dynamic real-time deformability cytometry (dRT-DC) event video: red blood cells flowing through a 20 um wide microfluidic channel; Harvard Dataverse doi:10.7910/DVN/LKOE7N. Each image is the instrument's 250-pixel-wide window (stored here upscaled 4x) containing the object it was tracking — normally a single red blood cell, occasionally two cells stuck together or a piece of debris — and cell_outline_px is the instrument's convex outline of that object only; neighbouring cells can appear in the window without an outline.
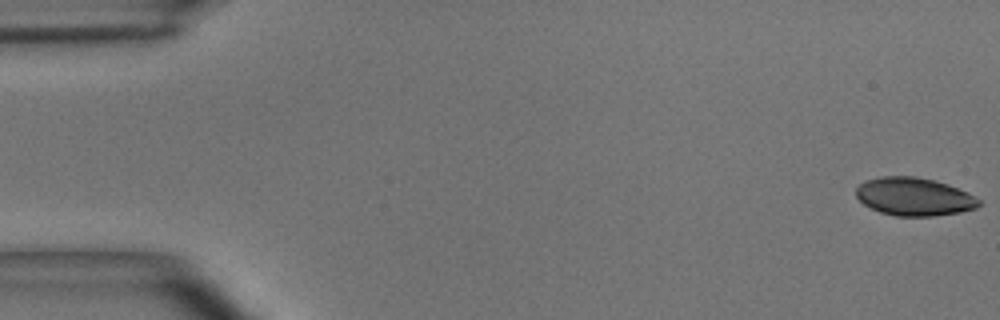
{"species": "common noctule bat (a hibernating species)", "species_latin": "Nyctalus noctula", "temperature_condition": "room temperature", "stored_images_in_passage": 51, "camera_frame_rate_fps": 3000, "um_per_image_px": 0.085, "animal": {"sex": "male", "body_mass_g": 15.6}, "frame": {"image": 1, "passage_image": 1, "time_ms": 0.0, "image_size_px": [1000, 320], "cell_outline_px": [[980, 204], [976, 208], [960, 212], [932, 216], [896, 216], [880, 212], [864, 204], [856, 196], [856, 188], [864, 180], [880, 176], [916, 176], [948, 184], [968, 192], [980, 200]], "centroid_in_image_um": [77.69, 16.71], "position_along_channel_um": 7.3, "area_um2": 27.28}}
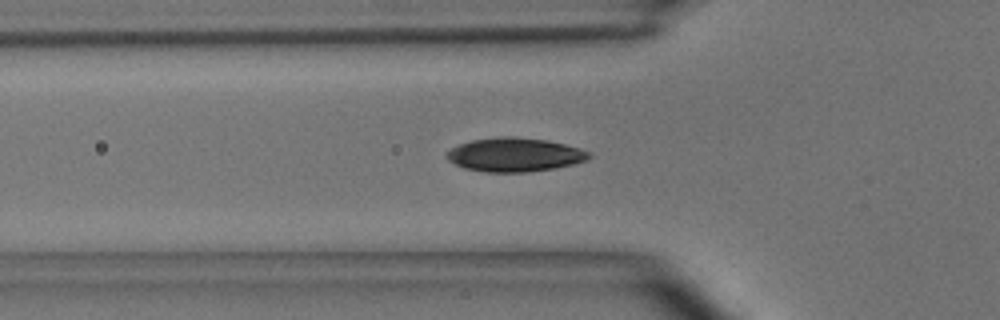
{"frame": {"image": 2, "passage_image": 17, "time_ms": 5.333, "image_size_px": [1000, 320], "cell_outline_px": [[592, 156], [588, 160], [556, 168], [528, 172], [484, 172], [464, 168], [448, 160], [444, 156], [444, 152], [460, 144], [472, 140], [500, 136], [512, 136], [548, 140], [580, 148], [592, 152]], "centroid_in_image_um": [43.76, 13.15], "position_along_channel_um": 82.0, "area_um2": 28.32}}
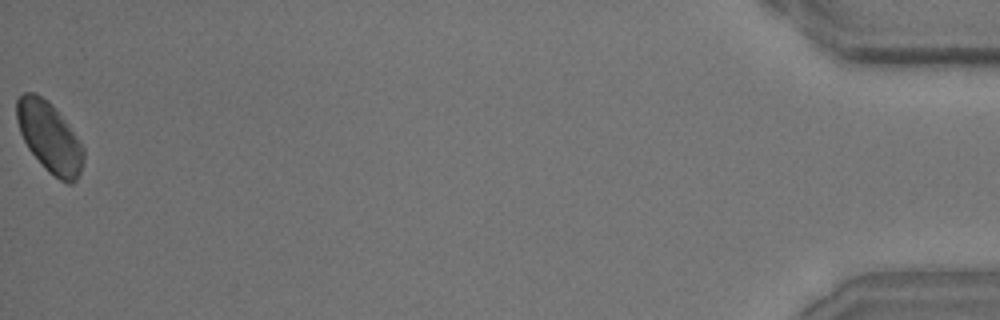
{"frame": {"image": 3, "passage_image": 51, "time_ms": 16.667, "image_size_px": [1000, 320], "cell_outline_px": [[84, 160], [80, 172], [76, 180], [72, 184], [68, 184], [60, 180], [48, 172], [44, 168], [28, 148], [20, 132], [16, 120], [16, 100], [24, 92], [36, 92], [48, 100], [52, 104], [84, 148]], "centroid_in_image_um": [4.19, 11.66], "position_along_channel_um": 431.0, "area_um2": 27.22}, "authors_computed_cell_mechanics": {"area_um2": 27.2238, "velocity_mm_per_s": 3.9247, "shape_relaxation_time_tau1_ms": 2.5855, "shape_relaxation_time_tau2_ms": 3.2888, "deformation_change_tau1": 0.0938, "deformation_change_tau2": 0.0811}}